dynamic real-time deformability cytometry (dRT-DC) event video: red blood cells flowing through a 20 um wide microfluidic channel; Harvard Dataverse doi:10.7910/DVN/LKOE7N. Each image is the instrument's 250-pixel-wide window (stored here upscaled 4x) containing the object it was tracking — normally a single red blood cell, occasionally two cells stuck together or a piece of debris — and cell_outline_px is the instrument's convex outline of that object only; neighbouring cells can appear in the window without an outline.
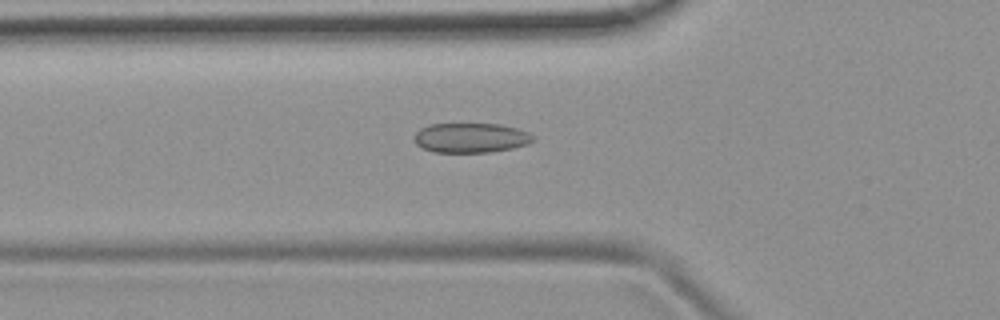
{"species": "common noctule bat (a hibernating species)", "species_latin": "Nyctalus noctula", "temperature_condition": "room temperature", "stored_images_in_passage": 40, "camera_frame_rate_fps": 3000, "um_per_image_px": 0.085, "animal": {"sex": "female", "body_mass_g": 19.9}, "frame": {"image": 1, "passage_image": 7, "time_ms": 2.0, "image_size_px": [1000, 320], "cell_outline_px": [[536, 136], [528, 144], [512, 148], [492, 152], [432, 152], [416, 144], [412, 140], [412, 136], [420, 128], [428, 124], [500, 124], [516, 128], [528, 132]], "centroid_in_image_um": [39.98, 11.71], "position_along_channel_um": 85.8, "area_um2": 20.75}}
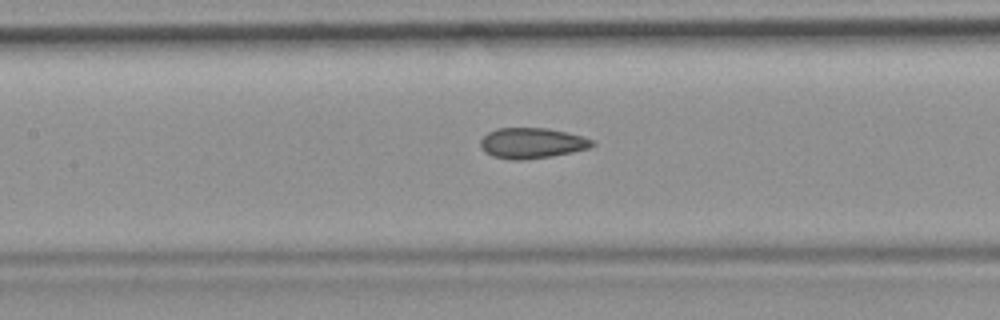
{"frame": {"image": 2, "passage_image": 13, "time_ms": 4.0, "image_size_px": [1000, 320], "cell_outline_px": [[596, 144], [588, 148], [572, 152], [552, 156], [524, 160], [512, 160], [492, 156], [484, 152], [480, 144], [480, 140], [488, 132], [496, 128], [548, 128], [568, 132], [596, 140]], "centroid_in_image_um": [45.23, 12.16], "position_along_channel_um": 162.2, "area_um2": 20.11}}
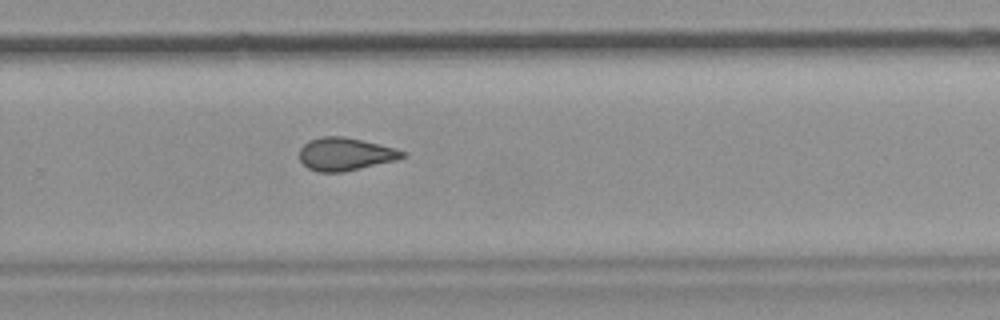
{"frame": {"image": 3, "passage_image": 24, "time_ms": 7.667, "image_size_px": [1000, 320], "cell_outline_px": [[408, 156], [396, 160], [344, 172], [316, 172], [308, 168], [300, 160], [300, 148], [308, 140], [320, 136], [344, 136], [380, 144], [396, 148], [408, 152]], "centroid_in_image_um": [29.38, 13.09], "position_along_channel_um": 300.4, "area_um2": 20.0}, "authors_computed_cell_mechanics": {"area_um2": 19.8832, "velocity_mm_per_s": 3.7855, "shape_relaxation_time_tau1_ms": null, "shape_relaxation_time_tau2_ms": 2.2527, "deformation_change_tau1": null, "deformation_change_tau2": 0.0995}}